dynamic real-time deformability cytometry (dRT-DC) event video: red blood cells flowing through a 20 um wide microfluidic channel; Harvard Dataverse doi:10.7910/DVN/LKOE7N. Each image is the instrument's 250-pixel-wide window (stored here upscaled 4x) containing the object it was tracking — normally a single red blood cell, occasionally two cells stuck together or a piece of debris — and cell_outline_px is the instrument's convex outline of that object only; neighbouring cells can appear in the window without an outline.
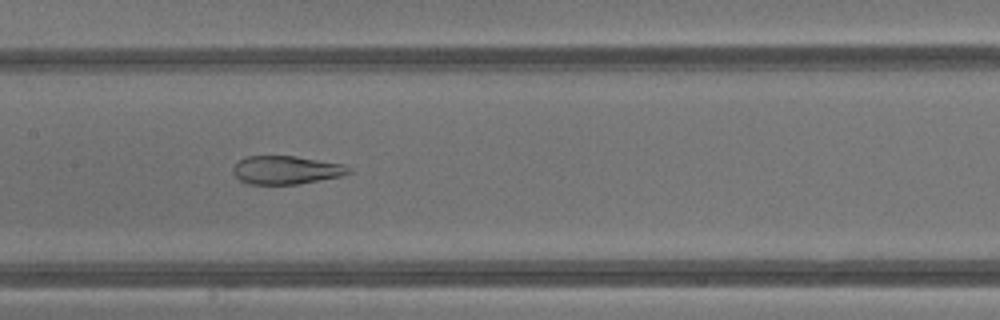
{"species": "common noctule bat (a hibernating species)", "species_latin": "Nyctalus noctula", "temperature_condition": "warm", "stored_images_in_passage": 42, "camera_frame_rate_fps": 3000, "um_per_image_px": 0.085, "animal": {"sex": "male", "body_mass_g": 13.3}, "frame": {"image": 1, "passage_image": 21, "time_ms": 6.667, "image_size_px": [1000, 320], "cell_outline_px": [[352, 172], [340, 176], [296, 184], [248, 184], [240, 180], [232, 172], [232, 168], [240, 160], [248, 156], [296, 156], [344, 164], [352, 168]], "centroid_in_image_um": [24.34, 14.44], "position_along_channel_um": 183.1, "area_um2": 19.02}}
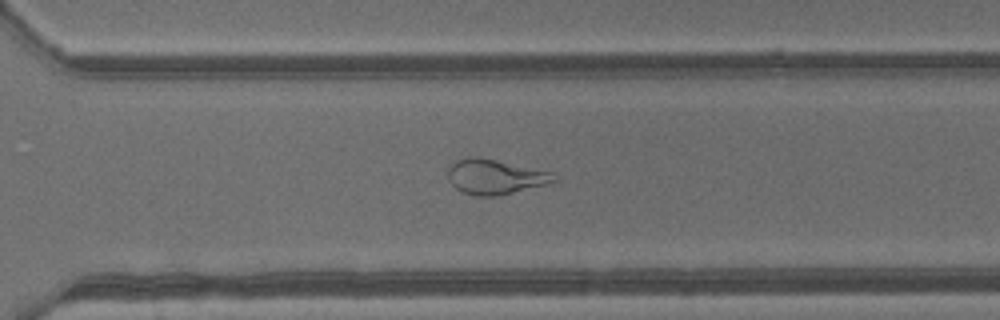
{"frame": {"image": 2, "passage_image": 30, "time_ms": 9.667, "image_size_px": [1000, 320], "cell_outline_px": [[556, 180], [548, 184], [496, 196], [476, 196], [460, 192], [452, 184], [448, 176], [448, 168], [456, 160], [472, 156], [476, 156], [496, 160], [552, 172]], "centroid_in_image_um": [42.05, 15.03], "position_along_channel_um": 328.6, "area_um2": 21.39}}
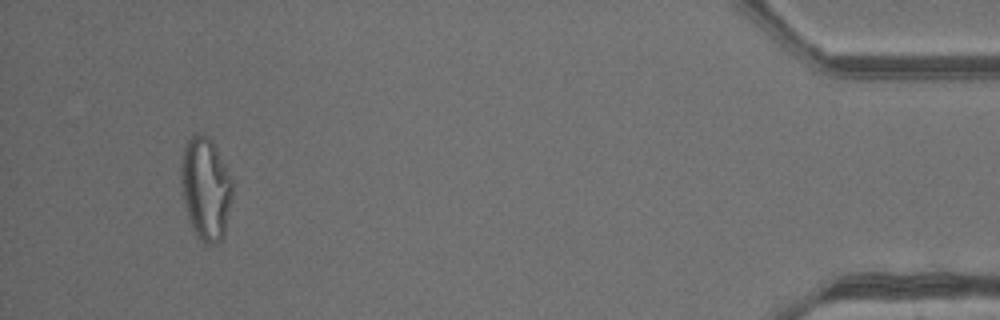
{"frame": {"image": 3, "passage_image": 40, "time_ms": 13.0, "image_size_px": [1000, 320], "cell_outline_px": [[232, 196], [224, 236], [216, 244], [204, 244], [196, 236], [188, 220], [180, 184], [180, 156], [188, 140], [196, 132], [208, 136], [212, 140], [232, 180]], "centroid_in_image_um": [17.45, 16.04], "position_along_channel_um": 417.7, "area_um2": 31.1}, "authors_computed_cell_mechanics": {"area_um2": 28.033, "velocity_mm_per_s": 4.8728, "shape_relaxation_time_tau1_ms": null, "shape_relaxation_time_tau2_ms": 1.2069, "deformation_change_tau1": null, "deformation_change_tau2": 0.0838}}